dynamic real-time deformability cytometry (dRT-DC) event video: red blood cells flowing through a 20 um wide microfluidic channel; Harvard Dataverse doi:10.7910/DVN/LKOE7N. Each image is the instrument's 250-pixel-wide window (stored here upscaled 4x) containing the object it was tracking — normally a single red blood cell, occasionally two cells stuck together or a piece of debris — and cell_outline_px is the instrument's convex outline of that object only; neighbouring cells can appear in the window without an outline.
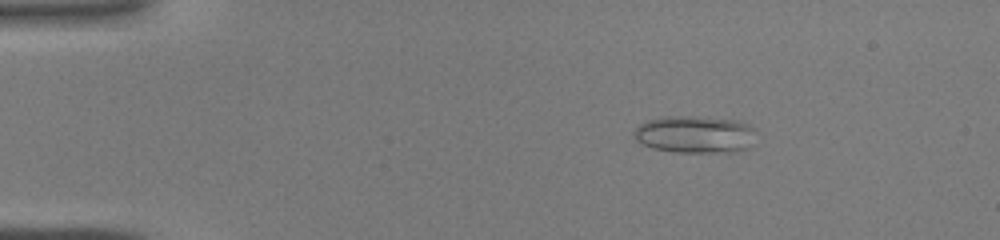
{"species": "common noctule bat (a hibernating species)", "species_latin": "Nyctalus noctula", "temperature_condition": "warm", "stored_images_in_passage": 38, "camera_frame_rate_fps": 3000, "um_per_image_px": 0.085, "animal": {"sex": "male", "body_mass_g": 19.0, "forearm_length_mm": 50.8}, "frame": {"image": 1, "passage_image": 2, "time_ms": 0.333, "image_size_px": [1000, 240], "cell_outline_px": [[752, 128], [748, 148], [736, 152], [676, 152], [652, 148], [636, 140], [632, 132], [640, 124], [648, 120], [664, 116], [696, 116], [736, 120], [748, 124]], "centroid_in_image_um": [59.0, 11.42], "position_along_channel_um": 26.0, "area_um2": 26.24}}
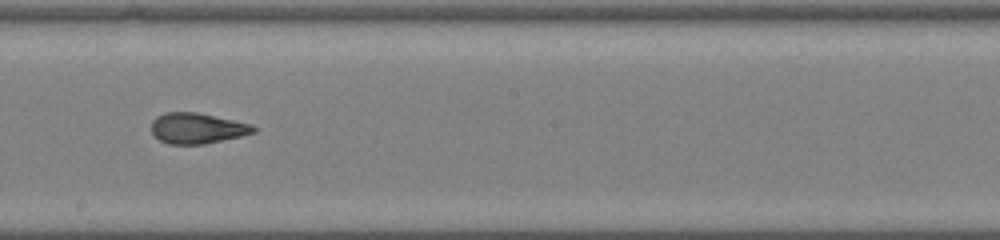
{"frame": {"image": 2, "passage_image": 20, "time_ms": 6.333, "image_size_px": [1000, 240], "cell_outline_px": [[256, 132], [240, 136], [204, 144], [168, 144], [152, 136], [152, 120], [156, 116], [164, 112], [196, 112], [252, 124], [256, 128]], "centroid_in_image_um": [16.72, 10.9], "position_along_channel_um": 231.5, "area_um2": 18.26}}
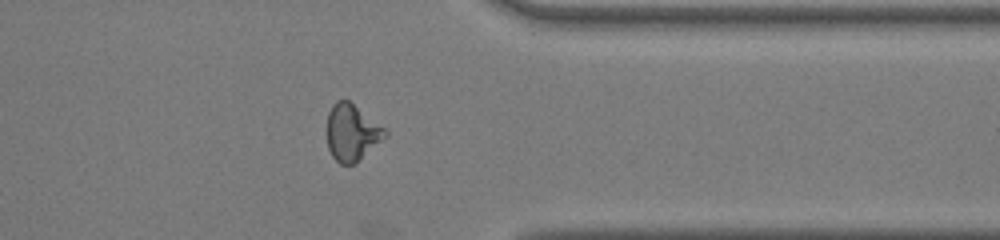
{"frame": {"image": 3, "passage_image": 30, "time_ms": 9.667, "image_size_px": [1000, 240], "cell_outline_px": [[388, 136], [356, 164], [340, 164], [332, 156], [328, 148], [328, 112], [332, 104], [336, 100], [348, 100], [384, 128], [388, 132]], "centroid_in_image_um": [29.92, 11.29], "position_along_channel_um": 381.5, "area_um2": 19.13}}